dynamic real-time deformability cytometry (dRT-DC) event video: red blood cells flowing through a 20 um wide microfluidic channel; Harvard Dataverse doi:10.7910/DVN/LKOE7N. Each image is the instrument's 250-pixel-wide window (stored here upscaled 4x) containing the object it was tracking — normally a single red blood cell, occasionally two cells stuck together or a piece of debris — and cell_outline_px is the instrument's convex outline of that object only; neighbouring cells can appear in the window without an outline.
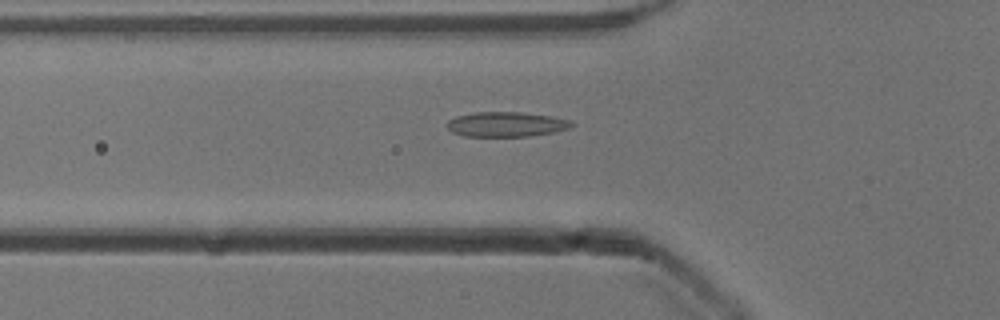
{"species": "common noctule bat (a hibernating species)", "species_latin": "Nyctalus noctula", "temperature_condition": "cold", "stored_images_in_passage": 36, "camera_frame_rate_fps": 3000, "um_per_image_px": 0.085, "animal": {"sex": "male", "body_mass_g": 13.3}, "frame": {"image": 1, "passage_image": 2, "time_ms": 0.333, "image_size_px": [1000, 320], "cell_outline_px": [[576, 124], [568, 128], [552, 132], [528, 136], [464, 136], [452, 132], [444, 124], [448, 120], [456, 116], [472, 112], [520, 112], [552, 116], [568, 120]], "centroid_in_image_um": [42.97, 10.56], "position_along_channel_um": 82.8, "area_um2": 18.03}}
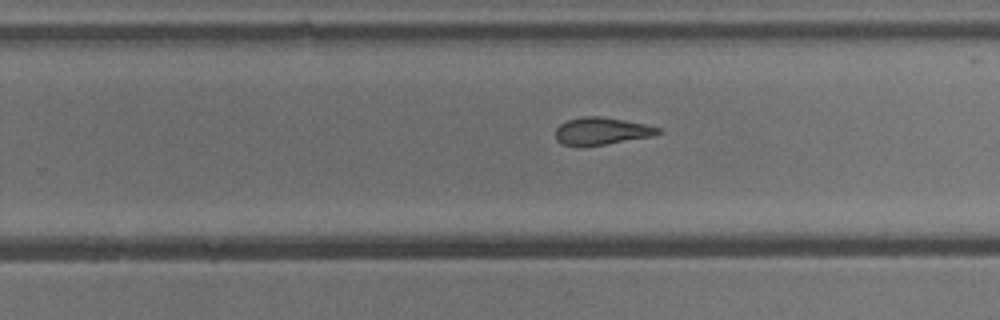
{"frame": {"image": 2, "passage_image": 17, "time_ms": 5.333, "image_size_px": [1000, 320], "cell_outline_px": [[664, 132], [652, 136], [584, 148], [576, 148], [560, 144], [556, 140], [556, 128], [560, 124], [568, 120], [584, 116], [600, 116], [624, 120], [644, 124], [660, 128]], "centroid_in_image_um": [51.09, 11.18], "position_along_channel_um": 278.7, "area_um2": 16.76}}
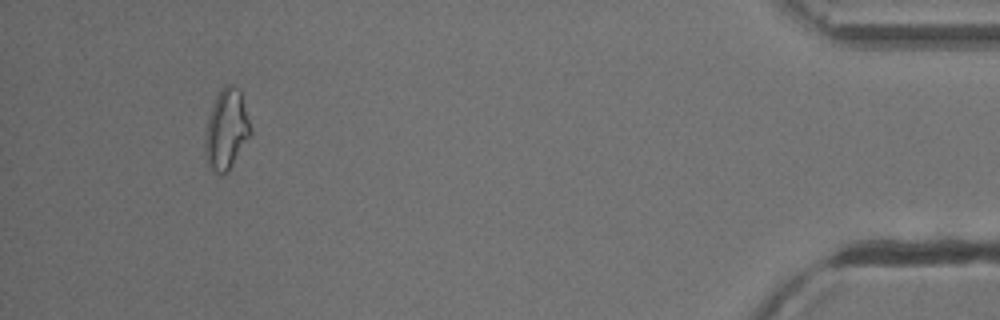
{"frame": {"image": 3, "passage_image": 33, "time_ms": 10.667, "image_size_px": [1000, 320], "cell_outline_px": [[252, 132], [228, 172], [224, 176], [220, 176], [208, 164], [204, 148], [204, 132], [208, 116], [212, 104], [216, 96], [224, 84], [232, 84], [240, 88]], "centroid_in_image_um": [19.23, 10.99], "position_along_channel_um": 416.0, "area_um2": 21.5}, "authors_computed_cell_mechanics": {"area_um2": 17.4267, "velocity_mm_per_s": 3.8961, "shape_relaxation_time_tau1_ms": null, "shape_relaxation_time_tau2_ms": 3.626, "deformation_change_tau1": null, "deformation_change_tau2": 0.1037}}